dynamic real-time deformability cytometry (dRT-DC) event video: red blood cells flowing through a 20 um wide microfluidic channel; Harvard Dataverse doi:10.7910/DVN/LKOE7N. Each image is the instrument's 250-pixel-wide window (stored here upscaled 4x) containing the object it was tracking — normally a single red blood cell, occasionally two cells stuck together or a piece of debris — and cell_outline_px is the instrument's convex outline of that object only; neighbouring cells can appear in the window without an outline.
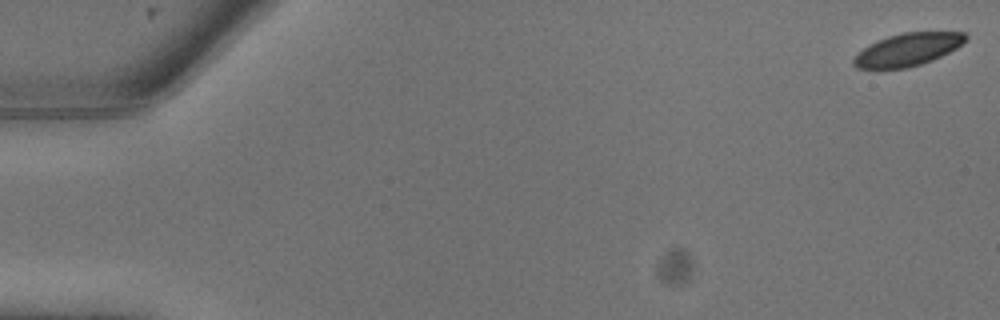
{"species": "common noctule bat (a hibernating species)", "species_latin": "Nyctalus noctula", "temperature_condition": "warm", "stored_images_in_passage": 10, "camera_frame_rate_fps": 3000, "um_per_image_px": 0.085, "animal": {"sex": "male", "body_mass_g": 13.3}, "frame": {"image": 1, "passage_image": 1, "time_ms": 0.0, "image_size_px": [1000, 320], "cell_outline_px": [[968, 40], [956, 48], [932, 60], [908, 68], [856, 68], [852, 64], [852, 60], [864, 48], [876, 40], [888, 36], [904, 32], [964, 32], [968, 36]], "centroid_in_image_um": [77.17, 4.2], "position_along_channel_um": 7.8, "area_um2": 21.15}}
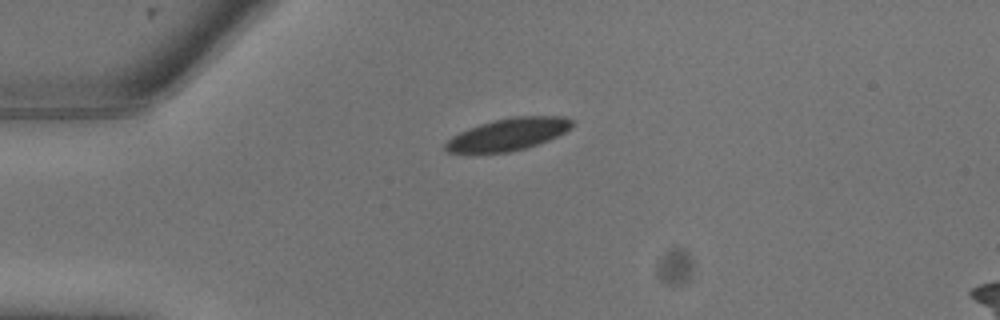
{"frame": {"image": 2, "passage_image": 7, "time_ms": 2.0, "image_size_px": [1000, 320], "cell_outline_px": [[576, 120], [572, 128], [548, 140], [524, 148], [508, 152], [448, 152], [444, 148], [444, 144], [452, 136], [460, 132], [480, 124], [508, 116], [564, 116]], "centroid_in_image_um": [43.24, 11.39], "position_along_channel_um": 41.8, "area_um2": 23.58}}
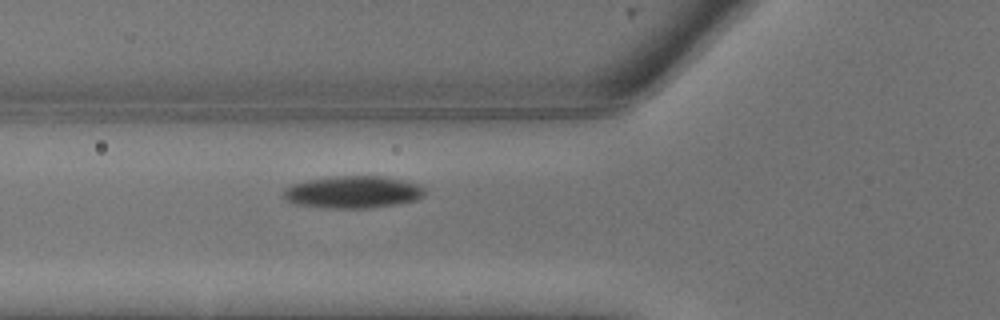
{"frame": {"image": 3, "passage_image": 10, "time_ms": 3.0, "image_size_px": [1000, 320], "cell_outline_px": [[424, 196], [416, 200], [396, 204], [368, 208], [324, 208], [292, 204], [284, 200], [284, 188], [292, 184], [308, 180], [336, 176], [380, 176], [424, 184]], "centroid_in_image_um": [29.99, 16.33], "position_along_channel_um": 95.8, "area_um2": 26.76}}